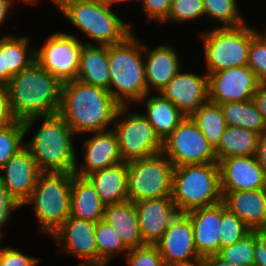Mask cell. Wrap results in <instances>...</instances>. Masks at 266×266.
I'll use <instances>...</instances> for the list:
<instances>
[{
    "label": "cell",
    "mask_w": 266,
    "mask_h": 266,
    "mask_svg": "<svg viewBox=\"0 0 266 266\" xmlns=\"http://www.w3.org/2000/svg\"><path fill=\"white\" fill-rule=\"evenodd\" d=\"M120 104L103 88L79 80L63 82L58 114L75 134L107 131Z\"/></svg>",
    "instance_id": "6da1fadb"
},
{
    "label": "cell",
    "mask_w": 266,
    "mask_h": 266,
    "mask_svg": "<svg viewBox=\"0 0 266 266\" xmlns=\"http://www.w3.org/2000/svg\"><path fill=\"white\" fill-rule=\"evenodd\" d=\"M62 84L36 61L12 76L5 86L16 121L58 113Z\"/></svg>",
    "instance_id": "7a4b0ae2"
},
{
    "label": "cell",
    "mask_w": 266,
    "mask_h": 266,
    "mask_svg": "<svg viewBox=\"0 0 266 266\" xmlns=\"http://www.w3.org/2000/svg\"><path fill=\"white\" fill-rule=\"evenodd\" d=\"M39 119L43 120L39 130L27 143L25 141L37 167L41 172L73 173L78 159L73 140L75 133L58 113L24 121L25 133Z\"/></svg>",
    "instance_id": "3957f363"
},
{
    "label": "cell",
    "mask_w": 266,
    "mask_h": 266,
    "mask_svg": "<svg viewBox=\"0 0 266 266\" xmlns=\"http://www.w3.org/2000/svg\"><path fill=\"white\" fill-rule=\"evenodd\" d=\"M108 62L110 93L121 106L138 103L148 94L143 44L134 32L123 42L108 46Z\"/></svg>",
    "instance_id": "277c9868"
},
{
    "label": "cell",
    "mask_w": 266,
    "mask_h": 266,
    "mask_svg": "<svg viewBox=\"0 0 266 266\" xmlns=\"http://www.w3.org/2000/svg\"><path fill=\"white\" fill-rule=\"evenodd\" d=\"M56 7L96 45L118 44L132 34V25L122 21L103 0H62Z\"/></svg>",
    "instance_id": "5b68a950"
},
{
    "label": "cell",
    "mask_w": 266,
    "mask_h": 266,
    "mask_svg": "<svg viewBox=\"0 0 266 266\" xmlns=\"http://www.w3.org/2000/svg\"><path fill=\"white\" fill-rule=\"evenodd\" d=\"M218 163L174 167L171 197L179 213L222 202Z\"/></svg>",
    "instance_id": "8992f818"
},
{
    "label": "cell",
    "mask_w": 266,
    "mask_h": 266,
    "mask_svg": "<svg viewBox=\"0 0 266 266\" xmlns=\"http://www.w3.org/2000/svg\"><path fill=\"white\" fill-rule=\"evenodd\" d=\"M74 173L41 172L24 205H33L40 232L52 235L70 216V197Z\"/></svg>",
    "instance_id": "52a82bcc"
},
{
    "label": "cell",
    "mask_w": 266,
    "mask_h": 266,
    "mask_svg": "<svg viewBox=\"0 0 266 266\" xmlns=\"http://www.w3.org/2000/svg\"><path fill=\"white\" fill-rule=\"evenodd\" d=\"M207 31L201 33L207 74L247 66L251 40L259 30L244 23L237 27L216 26Z\"/></svg>",
    "instance_id": "ba28073f"
},
{
    "label": "cell",
    "mask_w": 266,
    "mask_h": 266,
    "mask_svg": "<svg viewBox=\"0 0 266 266\" xmlns=\"http://www.w3.org/2000/svg\"><path fill=\"white\" fill-rule=\"evenodd\" d=\"M127 163L128 200L171 197L174 166L163 153Z\"/></svg>",
    "instance_id": "9c48e42d"
},
{
    "label": "cell",
    "mask_w": 266,
    "mask_h": 266,
    "mask_svg": "<svg viewBox=\"0 0 266 266\" xmlns=\"http://www.w3.org/2000/svg\"><path fill=\"white\" fill-rule=\"evenodd\" d=\"M129 110V105L120 106L113 123L122 161L129 162L162 153L163 141L153 126L142 113Z\"/></svg>",
    "instance_id": "30bf717a"
},
{
    "label": "cell",
    "mask_w": 266,
    "mask_h": 266,
    "mask_svg": "<svg viewBox=\"0 0 266 266\" xmlns=\"http://www.w3.org/2000/svg\"><path fill=\"white\" fill-rule=\"evenodd\" d=\"M162 153L174 167L218 163L214 148L190 116L184 117L163 141Z\"/></svg>",
    "instance_id": "8fae6325"
},
{
    "label": "cell",
    "mask_w": 266,
    "mask_h": 266,
    "mask_svg": "<svg viewBox=\"0 0 266 266\" xmlns=\"http://www.w3.org/2000/svg\"><path fill=\"white\" fill-rule=\"evenodd\" d=\"M84 44L72 34L53 33L39 50L35 49V61L62 83L76 80Z\"/></svg>",
    "instance_id": "7c38bea8"
},
{
    "label": "cell",
    "mask_w": 266,
    "mask_h": 266,
    "mask_svg": "<svg viewBox=\"0 0 266 266\" xmlns=\"http://www.w3.org/2000/svg\"><path fill=\"white\" fill-rule=\"evenodd\" d=\"M209 101L216 104L252 99L261 81L248 66L207 74Z\"/></svg>",
    "instance_id": "4fadbf2b"
},
{
    "label": "cell",
    "mask_w": 266,
    "mask_h": 266,
    "mask_svg": "<svg viewBox=\"0 0 266 266\" xmlns=\"http://www.w3.org/2000/svg\"><path fill=\"white\" fill-rule=\"evenodd\" d=\"M95 226V222L69 216L51 236L63 245L59 251L82 261L79 266H98Z\"/></svg>",
    "instance_id": "5bb4252c"
},
{
    "label": "cell",
    "mask_w": 266,
    "mask_h": 266,
    "mask_svg": "<svg viewBox=\"0 0 266 266\" xmlns=\"http://www.w3.org/2000/svg\"><path fill=\"white\" fill-rule=\"evenodd\" d=\"M155 245L166 266L201 258L196 251L192 223L185 213H178Z\"/></svg>",
    "instance_id": "9a60e30c"
},
{
    "label": "cell",
    "mask_w": 266,
    "mask_h": 266,
    "mask_svg": "<svg viewBox=\"0 0 266 266\" xmlns=\"http://www.w3.org/2000/svg\"><path fill=\"white\" fill-rule=\"evenodd\" d=\"M158 93L169 99L185 117L191 116L209 101L207 73L200 76L179 71Z\"/></svg>",
    "instance_id": "2e32d148"
},
{
    "label": "cell",
    "mask_w": 266,
    "mask_h": 266,
    "mask_svg": "<svg viewBox=\"0 0 266 266\" xmlns=\"http://www.w3.org/2000/svg\"><path fill=\"white\" fill-rule=\"evenodd\" d=\"M221 191L266 188V176L254 156H234L218 161Z\"/></svg>",
    "instance_id": "e0dca14e"
},
{
    "label": "cell",
    "mask_w": 266,
    "mask_h": 266,
    "mask_svg": "<svg viewBox=\"0 0 266 266\" xmlns=\"http://www.w3.org/2000/svg\"><path fill=\"white\" fill-rule=\"evenodd\" d=\"M0 170V181L20 206L30 197L41 173L30 151L24 147L12 156Z\"/></svg>",
    "instance_id": "ac0fdd59"
},
{
    "label": "cell",
    "mask_w": 266,
    "mask_h": 266,
    "mask_svg": "<svg viewBox=\"0 0 266 266\" xmlns=\"http://www.w3.org/2000/svg\"><path fill=\"white\" fill-rule=\"evenodd\" d=\"M140 233L144 244L155 245L178 215L172 197L135 201Z\"/></svg>",
    "instance_id": "d6986e66"
},
{
    "label": "cell",
    "mask_w": 266,
    "mask_h": 266,
    "mask_svg": "<svg viewBox=\"0 0 266 266\" xmlns=\"http://www.w3.org/2000/svg\"><path fill=\"white\" fill-rule=\"evenodd\" d=\"M83 145L84 164L80 167L76 163L74 174L86 177L89 174L123 162L119 150L117 136L113 130L93 132Z\"/></svg>",
    "instance_id": "ffe728a7"
},
{
    "label": "cell",
    "mask_w": 266,
    "mask_h": 266,
    "mask_svg": "<svg viewBox=\"0 0 266 266\" xmlns=\"http://www.w3.org/2000/svg\"><path fill=\"white\" fill-rule=\"evenodd\" d=\"M194 231V243L202 258L215 255L220 250L221 202L212 206L194 209L185 213Z\"/></svg>",
    "instance_id": "44dd1931"
},
{
    "label": "cell",
    "mask_w": 266,
    "mask_h": 266,
    "mask_svg": "<svg viewBox=\"0 0 266 266\" xmlns=\"http://www.w3.org/2000/svg\"><path fill=\"white\" fill-rule=\"evenodd\" d=\"M175 49V46L160 44L149 50L143 44L145 80L148 93L152 91L151 88H154L156 93L162 90L181 70V62Z\"/></svg>",
    "instance_id": "7402d4cb"
},
{
    "label": "cell",
    "mask_w": 266,
    "mask_h": 266,
    "mask_svg": "<svg viewBox=\"0 0 266 266\" xmlns=\"http://www.w3.org/2000/svg\"><path fill=\"white\" fill-rule=\"evenodd\" d=\"M225 207L252 231H259L266 220V188L250 191H222Z\"/></svg>",
    "instance_id": "603a6c76"
},
{
    "label": "cell",
    "mask_w": 266,
    "mask_h": 266,
    "mask_svg": "<svg viewBox=\"0 0 266 266\" xmlns=\"http://www.w3.org/2000/svg\"><path fill=\"white\" fill-rule=\"evenodd\" d=\"M77 80L110 92L108 46L86 42L80 53Z\"/></svg>",
    "instance_id": "cb8c5ba5"
},
{
    "label": "cell",
    "mask_w": 266,
    "mask_h": 266,
    "mask_svg": "<svg viewBox=\"0 0 266 266\" xmlns=\"http://www.w3.org/2000/svg\"><path fill=\"white\" fill-rule=\"evenodd\" d=\"M127 176L128 163L120 162L95 171L86 178L94 186L101 201L109 205L128 200Z\"/></svg>",
    "instance_id": "d4e9b609"
},
{
    "label": "cell",
    "mask_w": 266,
    "mask_h": 266,
    "mask_svg": "<svg viewBox=\"0 0 266 266\" xmlns=\"http://www.w3.org/2000/svg\"><path fill=\"white\" fill-rule=\"evenodd\" d=\"M103 220L115 229L128 249L145 245L140 233L138 214L133 201L126 200L105 205Z\"/></svg>",
    "instance_id": "484cf974"
},
{
    "label": "cell",
    "mask_w": 266,
    "mask_h": 266,
    "mask_svg": "<svg viewBox=\"0 0 266 266\" xmlns=\"http://www.w3.org/2000/svg\"><path fill=\"white\" fill-rule=\"evenodd\" d=\"M105 204L86 177L72 176L70 216L95 222L103 219Z\"/></svg>",
    "instance_id": "4316f807"
},
{
    "label": "cell",
    "mask_w": 266,
    "mask_h": 266,
    "mask_svg": "<svg viewBox=\"0 0 266 266\" xmlns=\"http://www.w3.org/2000/svg\"><path fill=\"white\" fill-rule=\"evenodd\" d=\"M150 96V97H148ZM144 102L146 113L142 115L153 126L156 134L164 141L184 119V115L167 98L159 95L146 94L140 101Z\"/></svg>",
    "instance_id": "83f0119b"
},
{
    "label": "cell",
    "mask_w": 266,
    "mask_h": 266,
    "mask_svg": "<svg viewBox=\"0 0 266 266\" xmlns=\"http://www.w3.org/2000/svg\"><path fill=\"white\" fill-rule=\"evenodd\" d=\"M259 133L234 126H227L218 146L214 149L217 161L234 156H254Z\"/></svg>",
    "instance_id": "f1b7e54d"
},
{
    "label": "cell",
    "mask_w": 266,
    "mask_h": 266,
    "mask_svg": "<svg viewBox=\"0 0 266 266\" xmlns=\"http://www.w3.org/2000/svg\"><path fill=\"white\" fill-rule=\"evenodd\" d=\"M29 40V36L16 37L8 34L0 37L3 71L14 76L35 61V49L28 48Z\"/></svg>",
    "instance_id": "f546056e"
},
{
    "label": "cell",
    "mask_w": 266,
    "mask_h": 266,
    "mask_svg": "<svg viewBox=\"0 0 266 266\" xmlns=\"http://www.w3.org/2000/svg\"><path fill=\"white\" fill-rule=\"evenodd\" d=\"M227 126L241 127L261 134L266 122L252 99L219 104Z\"/></svg>",
    "instance_id": "4dcf8cb0"
},
{
    "label": "cell",
    "mask_w": 266,
    "mask_h": 266,
    "mask_svg": "<svg viewBox=\"0 0 266 266\" xmlns=\"http://www.w3.org/2000/svg\"><path fill=\"white\" fill-rule=\"evenodd\" d=\"M190 117L204 134L208 143L215 149L227 127L220 105L207 101Z\"/></svg>",
    "instance_id": "1f68e13d"
},
{
    "label": "cell",
    "mask_w": 266,
    "mask_h": 266,
    "mask_svg": "<svg viewBox=\"0 0 266 266\" xmlns=\"http://www.w3.org/2000/svg\"><path fill=\"white\" fill-rule=\"evenodd\" d=\"M95 241L98 250V266H105L114 256L121 253L127 254L129 251L115 229L103 219L96 223Z\"/></svg>",
    "instance_id": "d6a6232c"
},
{
    "label": "cell",
    "mask_w": 266,
    "mask_h": 266,
    "mask_svg": "<svg viewBox=\"0 0 266 266\" xmlns=\"http://www.w3.org/2000/svg\"><path fill=\"white\" fill-rule=\"evenodd\" d=\"M203 4L205 16L222 24L218 27H237L247 23L239 12L237 0H203Z\"/></svg>",
    "instance_id": "836d02e7"
},
{
    "label": "cell",
    "mask_w": 266,
    "mask_h": 266,
    "mask_svg": "<svg viewBox=\"0 0 266 266\" xmlns=\"http://www.w3.org/2000/svg\"><path fill=\"white\" fill-rule=\"evenodd\" d=\"M25 135L24 124L21 121L0 127V168L25 147V143H22Z\"/></svg>",
    "instance_id": "e575fe53"
},
{
    "label": "cell",
    "mask_w": 266,
    "mask_h": 266,
    "mask_svg": "<svg viewBox=\"0 0 266 266\" xmlns=\"http://www.w3.org/2000/svg\"><path fill=\"white\" fill-rule=\"evenodd\" d=\"M217 255L231 265L253 266L254 231H251L236 243L220 248Z\"/></svg>",
    "instance_id": "d590c367"
},
{
    "label": "cell",
    "mask_w": 266,
    "mask_h": 266,
    "mask_svg": "<svg viewBox=\"0 0 266 266\" xmlns=\"http://www.w3.org/2000/svg\"><path fill=\"white\" fill-rule=\"evenodd\" d=\"M220 248L230 246L244 238L252 230L221 202Z\"/></svg>",
    "instance_id": "8d00e7d4"
},
{
    "label": "cell",
    "mask_w": 266,
    "mask_h": 266,
    "mask_svg": "<svg viewBox=\"0 0 266 266\" xmlns=\"http://www.w3.org/2000/svg\"><path fill=\"white\" fill-rule=\"evenodd\" d=\"M205 16L203 0H172L167 19L164 21L187 22Z\"/></svg>",
    "instance_id": "74e56055"
},
{
    "label": "cell",
    "mask_w": 266,
    "mask_h": 266,
    "mask_svg": "<svg viewBox=\"0 0 266 266\" xmlns=\"http://www.w3.org/2000/svg\"><path fill=\"white\" fill-rule=\"evenodd\" d=\"M247 66L266 82V38L260 32L251 40Z\"/></svg>",
    "instance_id": "f35d334b"
},
{
    "label": "cell",
    "mask_w": 266,
    "mask_h": 266,
    "mask_svg": "<svg viewBox=\"0 0 266 266\" xmlns=\"http://www.w3.org/2000/svg\"><path fill=\"white\" fill-rule=\"evenodd\" d=\"M127 255L128 266H166L156 245L145 244L129 249Z\"/></svg>",
    "instance_id": "ab89813d"
},
{
    "label": "cell",
    "mask_w": 266,
    "mask_h": 266,
    "mask_svg": "<svg viewBox=\"0 0 266 266\" xmlns=\"http://www.w3.org/2000/svg\"><path fill=\"white\" fill-rule=\"evenodd\" d=\"M39 261L37 257L25 255L11 246L0 248V266H35Z\"/></svg>",
    "instance_id": "60d3db41"
},
{
    "label": "cell",
    "mask_w": 266,
    "mask_h": 266,
    "mask_svg": "<svg viewBox=\"0 0 266 266\" xmlns=\"http://www.w3.org/2000/svg\"><path fill=\"white\" fill-rule=\"evenodd\" d=\"M146 19L164 22L169 14L172 0H141Z\"/></svg>",
    "instance_id": "b9f144b4"
},
{
    "label": "cell",
    "mask_w": 266,
    "mask_h": 266,
    "mask_svg": "<svg viewBox=\"0 0 266 266\" xmlns=\"http://www.w3.org/2000/svg\"><path fill=\"white\" fill-rule=\"evenodd\" d=\"M21 206L16 200L8 193L7 189L0 181V239L3 237L1 229L8 225V219L11 212L20 209ZM3 226V228H2Z\"/></svg>",
    "instance_id": "7bdbcfd3"
},
{
    "label": "cell",
    "mask_w": 266,
    "mask_h": 266,
    "mask_svg": "<svg viewBox=\"0 0 266 266\" xmlns=\"http://www.w3.org/2000/svg\"><path fill=\"white\" fill-rule=\"evenodd\" d=\"M15 121L6 86L0 84V127L12 124Z\"/></svg>",
    "instance_id": "ee69618b"
},
{
    "label": "cell",
    "mask_w": 266,
    "mask_h": 266,
    "mask_svg": "<svg viewBox=\"0 0 266 266\" xmlns=\"http://www.w3.org/2000/svg\"><path fill=\"white\" fill-rule=\"evenodd\" d=\"M253 266H266V237L254 231V263Z\"/></svg>",
    "instance_id": "f6af8a7d"
},
{
    "label": "cell",
    "mask_w": 266,
    "mask_h": 266,
    "mask_svg": "<svg viewBox=\"0 0 266 266\" xmlns=\"http://www.w3.org/2000/svg\"><path fill=\"white\" fill-rule=\"evenodd\" d=\"M252 101L266 122V82H261L252 96Z\"/></svg>",
    "instance_id": "bcb514c9"
},
{
    "label": "cell",
    "mask_w": 266,
    "mask_h": 266,
    "mask_svg": "<svg viewBox=\"0 0 266 266\" xmlns=\"http://www.w3.org/2000/svg\"><path fill=\"white\" fill-rule=\"evenodd\" d=\"M255 157L266 176V129L259 134Z\"/></svg>",
    "instance_id": "7dc6e473"
},
{
    "label": "cell",
    "mask_w": 266,
    "mask_h": 266,
    "mask_svg": "<svg viewBox=\"0 0 266 266\" xmlns=\"http://www.w3.org/2000/svg\"><path fill=\"white\" fill-rule=\"evenodd\" d=\"M202 264L203 266H239L231 265L230 263L221 259L217 254L202 257Z\"/></svg>",
    "instance_id": "c3c4849f"
},
{
    "label": "cell",
    "mask_w": 266,
    "mask_h": 266,
    "mask_svg": "<svg viewBox=\"0 0 266 266\" xmlns=\"http://www.w3.org/2000/svg\"><path fill=\"white\" fill-rule=\"evenodd\" d=\"M12 4L8 0H0V25L8 17L9 10L12 8Z\"/></svg>",
    "instance_id": "681fc988"
},
{
    "label": "cell",
    "mask_w": 266,
    "mask_h": 266,
    "mask_svg": "<svg viewBox=\"0 0 266 266\" xmlns=\"http://www.w3.org/2000/svg\"><path fill=\"white\" fill-rule=\"evenodd\" d=\"M12 75L8 71H3L2 55L0 54V84L5 85Z\"/></svg>",
    "instance_id": "f907efd6"
},
{
    "label": "cell",
    "mask_w": 266,
    "mask_h": 266,
    "mask_svg": "<svg viewBox=\"0 0 266 266\" xmlns=\"http://www.w3.org/2000/svg\"><path fill=\"white\" fill-rule=\"evenodd\" d=\"M170 266H203V264H202V258H199V259H196V260L191 261V262L177 263V264H173Z\"/></svg>",
    "instance_id": "816d5d0a"
},
{
    "label": "cell",
    "mask_w": 266,
    "mask_h": 266,
    "mask_svg": "<svg viewBox=\"0 0 266 266\" xmlns=\"http://www.w3.org/2000/svg\"><path fill=\"white\" fill-rule=\"evenodd\" d=\"M104 2H106L108 5L112 6L114 4H117V3H125V2H129V1H135V0H103Z\"/></svg>",
    "instance_id": "f5cc1de1"
},
{
    "label": "cell",
    "mask_w": 266,
    "mask_h": 266,
    "mask_svg": "<svg viewBox=\"0 0 266 266\" xmlns=\"http://www.w3.org/2000/svg\"><path fill=\"white\" fill-rule=\"evenodd\" d=\"M12 5H14V1H16V0H8ZM18 1H22V2H26L27 4L29 3V4H31V5H33V4H37V3H39V0H17V2ZM41 1V0H40Z\"/></svg>",
    "instance_id": "db71d44e"
},
{
    "label": "cell",
    "mask_w": 266,
    "mask_h": 266,
    "mask_svg": "<svg viewBox=\"0 0 266 266\" xmlns=\"http://www.w3.org/2000/svg\"><path fill=\"white\" fill-rule=\"evenodd\" d=\"M259 233L266 237V220H265V223L263 224V226L261 227V229L259 230Z\"/></svg>",
    "instance_id": "11a10c76"
},
{
    "label": "cell",
    "mask_w": 266,
    "mask_h": 266,
    "mask_svg": "<svg viewBox=\"0 0 266 266\" xmlns=\"http://www.w3.org/2000/svg\"><path fill=\"white\" fill-rule=\"evenodd\" d=\"M55 5H58L62 0H51Z\"/></svg>",
    "instance_id": "9f6ffc18"
},
{
    "label": "cell",
    "mask_w": 266,
    "mask_h": 266,
    "mask_svg": "<svg viewBox=\"0 0 266 266\" xmlns=\"http://www.w3.org/2000/svg\"><path fill=\"white\" fill-rule=\"evenodd\" d=\"M261 34L266 38V34L265 33L261 32Z\"/></svg>",
    "instance_id": "6f0895ef"
}]
</instances>
